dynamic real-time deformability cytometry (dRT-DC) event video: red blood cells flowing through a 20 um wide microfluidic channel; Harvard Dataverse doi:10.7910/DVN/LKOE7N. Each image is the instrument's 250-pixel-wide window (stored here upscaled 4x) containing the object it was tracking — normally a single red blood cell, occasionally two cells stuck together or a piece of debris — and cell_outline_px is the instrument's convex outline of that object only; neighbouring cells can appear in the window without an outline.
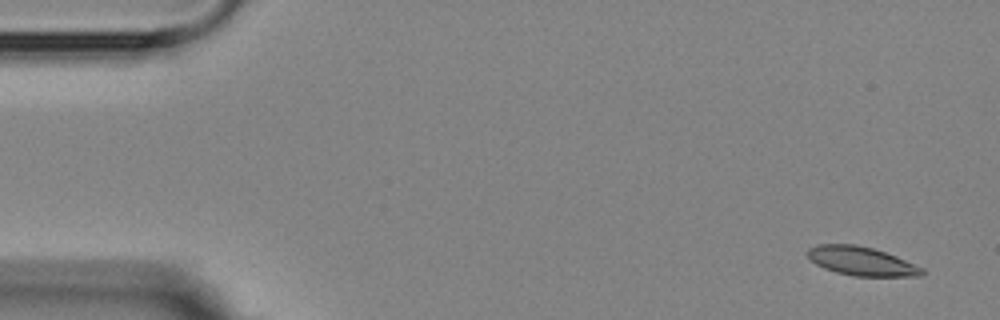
{"species": "Egyptian fruit bat (a non-hibernating species)", "species_latin": "Rousettus aegyptiacus", "temperature_condition": "room temperature", "stored_images_in_passage": 5, "camera_frame_rate_fps": 3000, "um_per_image_px": 0.085, "animal": {"sex": "female"}, "frame": {"image": 1, "passage_image": 1, "time_ms": 0.0, "image_size_px": [1000, 320], "cell_outline_px": [[924, 272], [920, 276], [856, 276], [836, 272], [824, 268], [816, 264], [808, 256], [808, 248], [816, 244], [856, 244], [872, 248], [896, 256], [924, 268]], "centroid_in_image_um": [73.22, 22.19], "position_along_channel_um": 11.8, "area_um2": 19.07}}
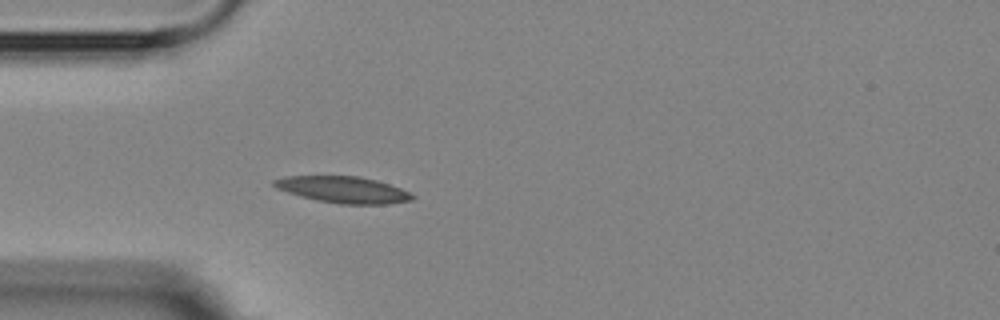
{"frame": {"image": 2, "passage_image": 5, "time_ms": 4.333, "image_size_px": [1000, 320], "cell_outline_px": [[416, 196], [412, 200], [388, 204], [340, 204], [316, 200], [300, 196], [276, 188], [272, 184], [272, 180], [284, 176], [360, 176], [376, 180], [400, 188]], "centroid_in_image_um": [29.15, 16.12], "position_along_channel_um": 55.8, "area_um2": 21.33}}